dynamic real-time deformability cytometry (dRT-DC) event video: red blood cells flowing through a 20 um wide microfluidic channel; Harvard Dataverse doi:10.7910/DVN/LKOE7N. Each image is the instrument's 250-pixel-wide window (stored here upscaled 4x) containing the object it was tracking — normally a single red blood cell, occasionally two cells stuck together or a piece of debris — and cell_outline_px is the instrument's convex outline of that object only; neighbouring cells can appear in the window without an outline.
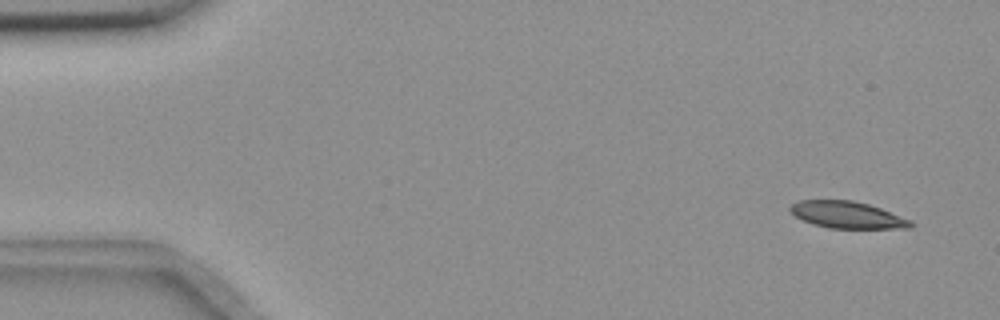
{"species": "common noctule bat (a hibernating species)", "species_latin": "Nyctalus noctula", "temperature_condition": "room temperature", "stored_images_in_passage": 53, "camera_frame_rate_fps": 3000, "um_per_image_px": 0.085, "animal": {"sex": "female", "body_mass_g": 18.4}, "frame": {"image": 1, "passage_image": 1, "time_ms": 0.0, "image_size_px": [1000, 320], "cell_outline_px": [[916, 224], [912, 228], [828, 228], [804, 220], [796, 216], [788, 208], [792, 204], [800, 200], [852, 200], [868, 204], [880, 208], [912, 220]], "centroid_in_image_um": [72.08, 18.26], "position_along_channel_um": 12.9, "area_um2": 18.73}}
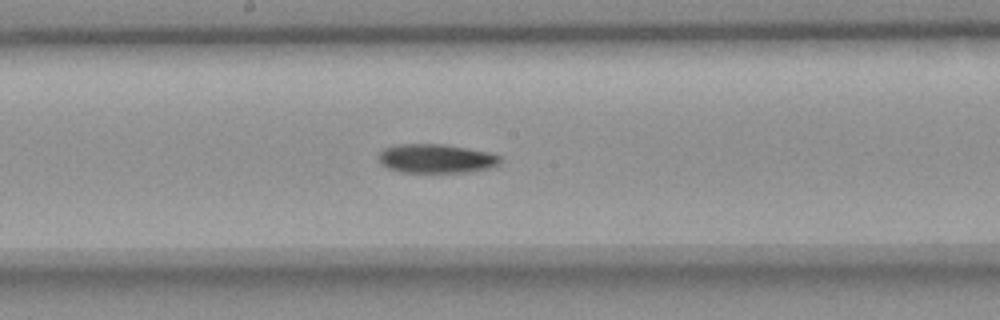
{"frame": {"image": 2, "passage_image": 27, "time_ms": 8.667, "image_size_px": [1000, 320], "cell_outline_px": [[500, 164], [496, 168], [468, 172], [400, 172], [388, 168], [380, 164], [380, 152], [384, 148], [396, 144], [444, 144], [488, 152], [500, 156]], "centroid_in_image_um": [37.11, 13.48], "position_along_channel_um": 211.1, "area_um2": 20.69}}
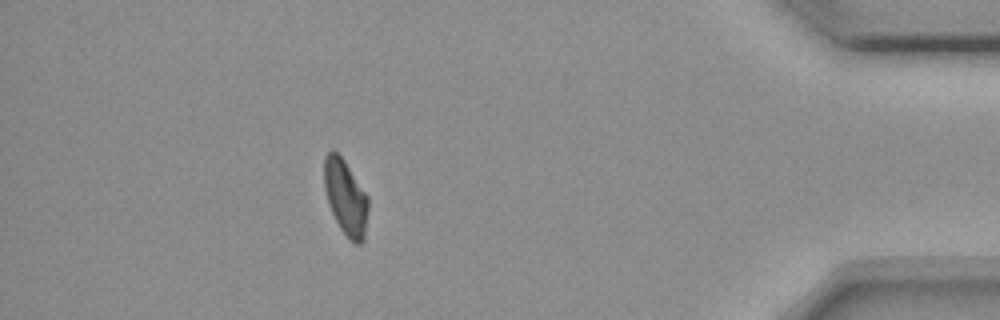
{"frame": {"image": 3, "passage_image": 47, "time_ms": 15.333, "image_size_px": [1000, 320], "cell_outline_px": [[368, 208], [364, 240], [360, 244], [352, 244], [340, 228], [332, 212], [324, 188], [324, 156], [332, 148], [344, 160], [368, 196]], "centroid_in_image_um": [29.38, 16.79], "position_along_channel_um": 405.8, "area_um2": 19.31}, "authors_computed_cell_mechanics": {"area_um2": 20.519, "velocity_mm_per_s": 3.6628, "shape_relaxation_time_tau1_ms": 8.9767, "shape_relaxation_time_tau2_ms": null, "deformation_change_tau1": 0.1877, "deformation_change_tau2": null}}